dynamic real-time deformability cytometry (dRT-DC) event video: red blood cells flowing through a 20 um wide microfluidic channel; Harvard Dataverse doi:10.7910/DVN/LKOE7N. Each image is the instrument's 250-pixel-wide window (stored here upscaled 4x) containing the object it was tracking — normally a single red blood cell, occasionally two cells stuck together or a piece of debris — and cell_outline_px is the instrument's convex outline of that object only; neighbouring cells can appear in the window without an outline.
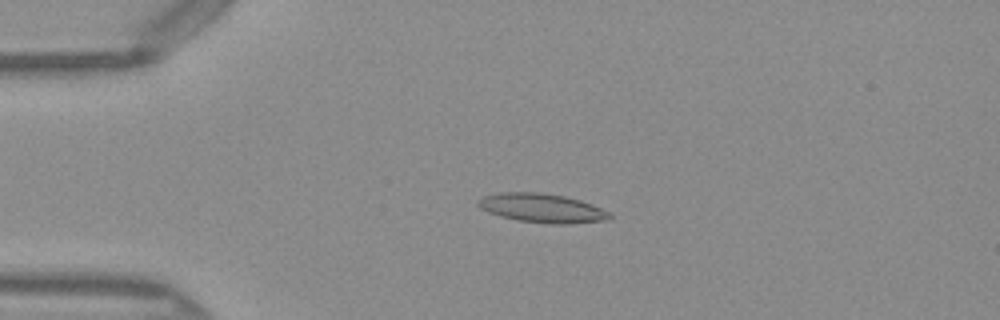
{"species": "Egyptian fruit bat (a non-hibernating species)", "species_latin": "Rousettus aegyptiacus", "temperature_condition": "warm", "stored_images_in_passage": 49, "camera_frame_rate_fps": 3000, "um_per_image_px": 0.085, "frame": {"image": 1, "passage_image": 11, "time_ms": 3.333, "image_size_px": [1000, 320], "cell_outline_px": [[612, 216], [608, 220], [568, 224], [552, 224], [516, 220], [500, 216], [488, 212], [480, 208], [476, 204], [476, 200], [484, 196], [500, 192], [540, 192], [564, 196], [580, 200], [592, 204], [612, 212]], "centroid_in_image_um": [46.08, 17.69], "position_along_channel_um": 38.9, "area_um2": 22.48}}
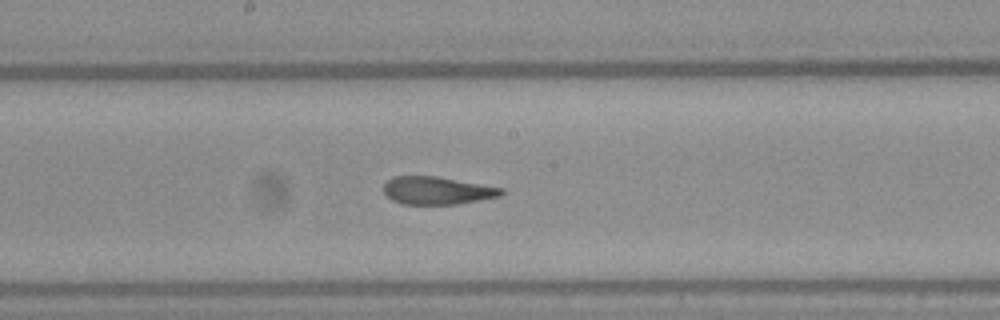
{"frame": {"image": 2, "passage_image": 26, "time_ms": 8.333, "image_size_px": [1000, 320], "cell_outline_px": [[504, 192], [500, 196], [456, 204], [400, 204], [392, 200], [380, 188], [392, 176], [436, 176], [504, 188]], "centroid_in_image_um": [37.11, 16.19], "position_along_channel_um": 211.1, "area_um2": 19.07}}
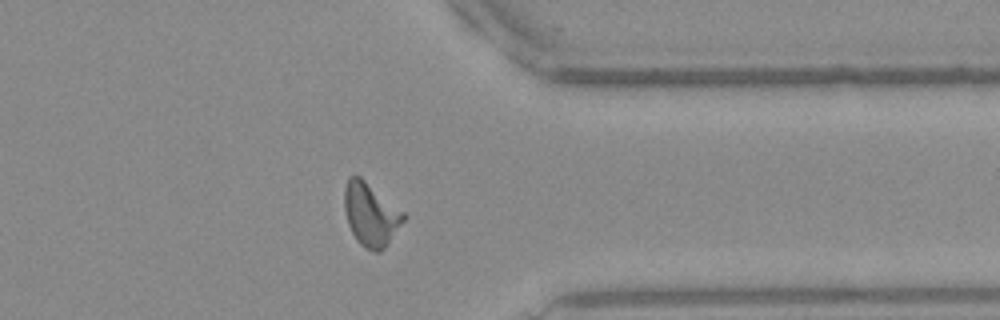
{"frame": {"image": 3, "passage_image": 39, "time_ms": 12.667, "image_size_px": [1000, 320], "cell_outline_px": [[408, 216], [384, 248], [380, 252], [376, 252], [364, 248], [356, 240], [348, 224], [344, 208], [344, 188], [348, 176], [360, 176], [404, 212]], "centroid_in_image_um": [31.51, 18.23], "position_along_channel_um": 379.9, "area_um2": 21.79}, "authors_computed_cell_mechanics": {"area_um2": 20.5768, "velocity_mm_per_s": 4.0717, "shape_relaxation_time_tau1_ms": null, "shape_relaxation_time_tau2_ms": 2.2602, "deformation_change_tau1": null, "deformation_change_tau2": 0.1156}}